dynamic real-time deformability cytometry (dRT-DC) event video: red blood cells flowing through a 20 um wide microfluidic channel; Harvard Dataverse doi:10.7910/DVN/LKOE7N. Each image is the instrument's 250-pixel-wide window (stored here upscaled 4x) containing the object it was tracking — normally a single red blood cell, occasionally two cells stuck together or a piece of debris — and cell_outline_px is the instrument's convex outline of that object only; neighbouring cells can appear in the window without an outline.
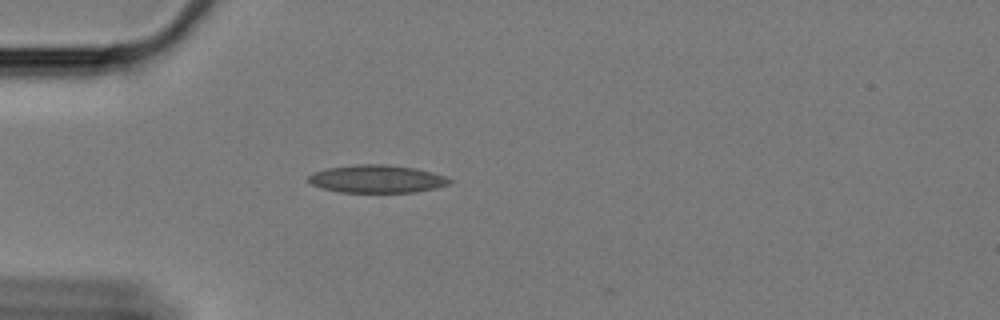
{"species": "Egyptian fruit bat (a non-hibernating species)", "species_latin": "Rousettus aegyptiacus", "temperature_condition": "cold", "stored_images_in_passage": 5, "camera_frame_rate_fps": 3000, "um_per_image_px": 0.085, "animal": {"sex": "female"}, "frame": {"image": 1, "passage_image": 1, "time_ms": 0.0, "image_size_px": [1000, 320], "cell_outline_px": [[452, 180], [448, 184], [436, 188], [412, 192], [340, 192], [324, 188], [312, 184], [308, 180], [308, 176], [312, 172], [328, 168], [356, 164], [388, 164], [416, 168], [432, 172], [444, 176]], "centroid_in_image_um": [32.03, 15.2], "position_along_channel_um": 53.0, "area_um2": 22.77}}